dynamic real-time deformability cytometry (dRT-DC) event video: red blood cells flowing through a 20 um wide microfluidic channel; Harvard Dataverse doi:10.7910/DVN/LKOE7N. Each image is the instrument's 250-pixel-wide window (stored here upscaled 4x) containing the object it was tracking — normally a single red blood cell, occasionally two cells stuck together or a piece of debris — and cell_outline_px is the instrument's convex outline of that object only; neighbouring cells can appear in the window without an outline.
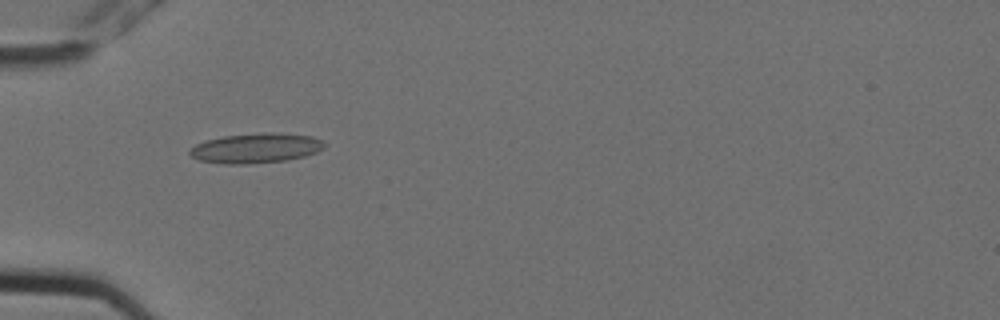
{"species": "Egyptian fruit bat (a non-hibernating species)", "species_latin": "Rousettus aegyptiacus", "temperature_condition": "cold", "stored_images_in_passage": 7, "camera_frame_rate_fps": 3000, "um_per_image_px": 0.085, "animal": {"sex": "female"}, "frame": {"image": 1, "passage_image": 1, "time_ms": 0.0, "image_size_px": [1000, 320], "cell_outline_px": [[328, 144], [324, 148], [316, 152], [304, 156], [284, 160], [248, 164], [224, 164], [200, 160], [192, 156], [188, 152], [196, 144], [204, 140], [224, 136], [264, 132], [272, 132], [312, 136]], "centroid_in_image_um": [21.76, 12.58], "position_along_channel_um": 63.2, "area_um2": 23.35}}
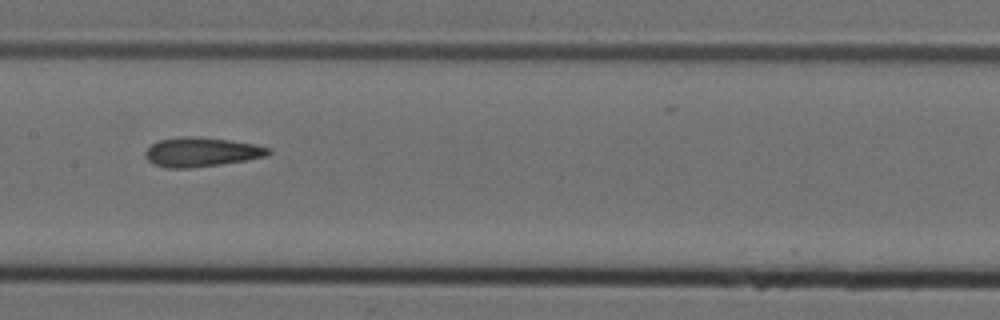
{"frame": {"image": 2, "passage_image": 4, "time_ms": 1.0, "image_size_px": [1000, 320], "cell_outline_px": [[272, 152], [268, 156], [220, 164], [188, 168], [168, 168], [152, 164], [144, 156], [144, 152], [152, 144], [160, 140], [184, 136], [200, 136], [256, 144], [272, 148]], "centroid_in_image_um": [17.13, 12.92], "position_along_channel_um": 190.3, "area_um2": 21.1}}
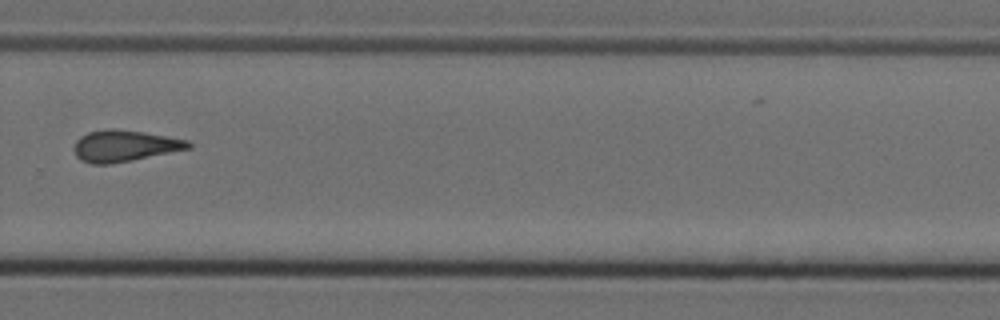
{"frame": {"image": 3, "passage_image": 7, "time_ms": 2.0, "image_size_px": [1000, 320], "cell_outline_px": [[192, 148], [132, 160], [108, 164], [92, 164], [80, 160], [76, 156], [76, 140], [80, 136], [88, 132], [104, 128], [112, 128], [144, 132], [188, 140], [192, 144]], "centroid_in_image_um": [10.59, 12.39], "position_along_channel_um": 319.2, "area_um2": 20.87}}